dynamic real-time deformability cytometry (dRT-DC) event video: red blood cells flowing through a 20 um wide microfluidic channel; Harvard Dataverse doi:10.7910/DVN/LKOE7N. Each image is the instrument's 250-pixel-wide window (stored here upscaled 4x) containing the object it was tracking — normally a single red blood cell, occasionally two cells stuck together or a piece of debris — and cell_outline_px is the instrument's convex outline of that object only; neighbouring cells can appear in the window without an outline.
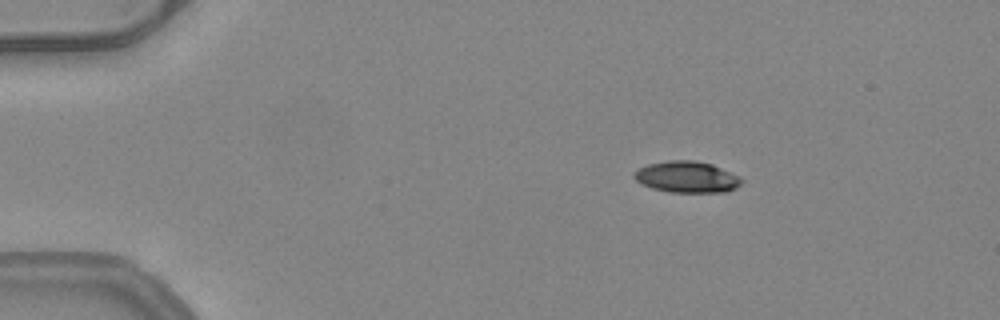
{"species": "common noctule bat (a hibernating species)", "species_latin": "Nyctalus noctula", "temperature_condition": "warm", "stored_images_in_passage": 44, "camera_frame_rate_fps": 3000, "um_per_image_px": 0.085, "animal": {"sex": "female", "body_mass_g": 24.6, "forearm_length_mm": 56.2}, "frame": {"image": 1, "passage_image": 1, "time_ms": 0.0, "image_size_px": [1000, 320], "cell_outline_px": [[744, 180], [736, 188], [728, 192], [668, 192], [652, 188], [640, 184], [632, 176], [640, 168], [648, 164], [668, 160], [692, 160], [712, 164], [740, 176]], "centroid_in_image_um": [58.4, 15.05], "position_along_channel_um": 26.6, "area_um2": 19.71}}
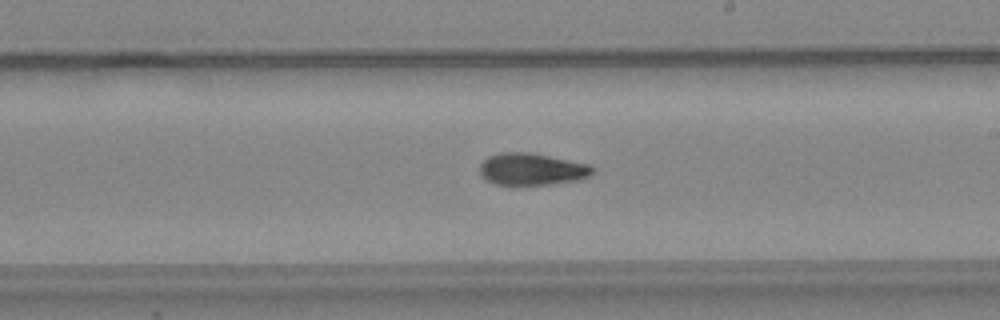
{"frame": {"image": 2, "passage_image": 23, "time_ms": 7.333, "image_size_px": [1000, 320], "cell_outline_px": [[592, 172], [588, 176], [580, 180], [548, 184], [496, 184], [484, 180], [480, 172], [480, 164], [488, 156], [500, 152], [528, 152], [588, 164], [592, 168]], "centroid_in_image_um": [45.15, 14.37], "position_along_channel_um": 243.9, "area_um2": 20.75}}
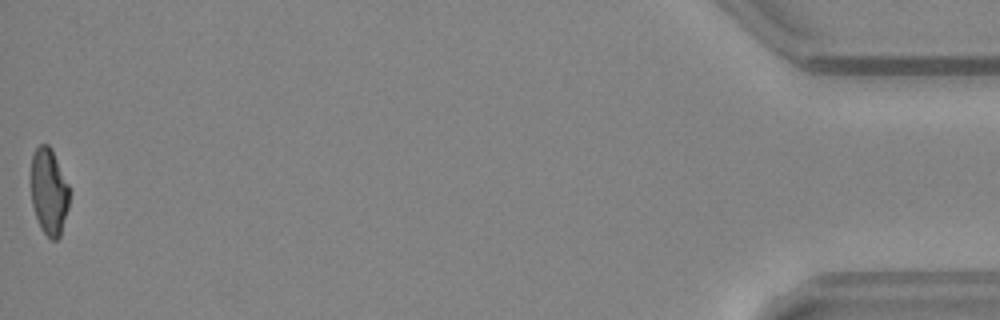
{"frame": {"image": 3, "passage_image": 44, "time_ms": 14.333, "image_size_px": [1000, 320], "cell_outline_px": [[68, 208], [60, 236], [56, 240], [52, 240], [40, 228], [32, 204], [32, 156], [36, 148], [40, 144], [48, 144], [52, 148], [68, 184]], "centroid_in_image_um": [4.16, 16.28], "position_along_channel_um": 431.0, "area_um2": 19.07}, "authors_computed_cell_mechanics": {"area_um2": 20.5479, "velocity_mm_per_s": 4.0492, "shape_relaxation_time_tau1_ms": null, "shape_relaxation_time_tau2_ms": 5.941, "deformation_change_tau1": null, "deformation_change_tau2": 0.1497}}